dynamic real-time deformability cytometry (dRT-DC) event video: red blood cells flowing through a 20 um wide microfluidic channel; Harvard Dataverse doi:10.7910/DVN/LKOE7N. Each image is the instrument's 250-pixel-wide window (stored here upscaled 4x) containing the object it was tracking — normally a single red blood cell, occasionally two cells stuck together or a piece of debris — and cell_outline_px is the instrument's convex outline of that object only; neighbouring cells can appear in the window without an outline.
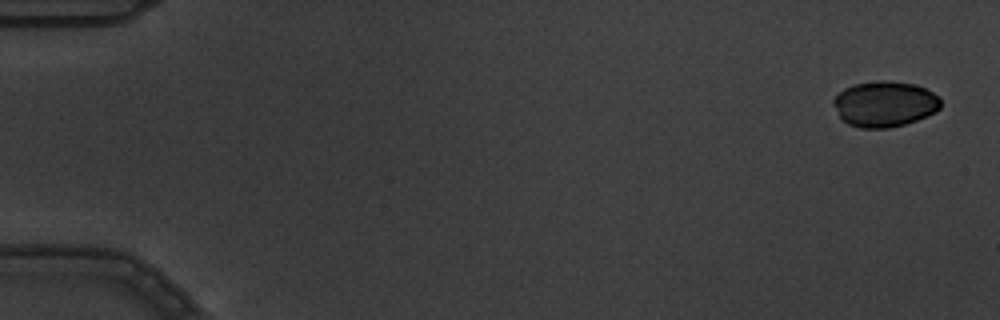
{"species": "common noctule bat (a hibernating species)", "species_latin": "Nyctalus noctula", "temperature_condition": "warm", "stored_images_in_passage": 6, "camera_frame_rate_fps": 3000, "um_per_image_px": 0.085, "animal": {"sex": "male", "body_mass_g": 19.5, "forearm_length_mm": 54.6}, "frame": {"image": 1, "passage_image": 1, "time_ms": 0.0, "image_size_px": [1000, 320], "cell_outline_px": [[940, 108], [936, 112], [928, 116], [904, 124], [888, 128], [860, 128], [848, 124], [840, 120], [832, 104], [832, 100], [844, 88], [852, 84], [880, 80], [884, 80], [916, 84], [940, 96]], "centroid_in_image_um": [75.17, 8.84], "position_along_channel_um": 9.8, "area_um2": 28.9}}
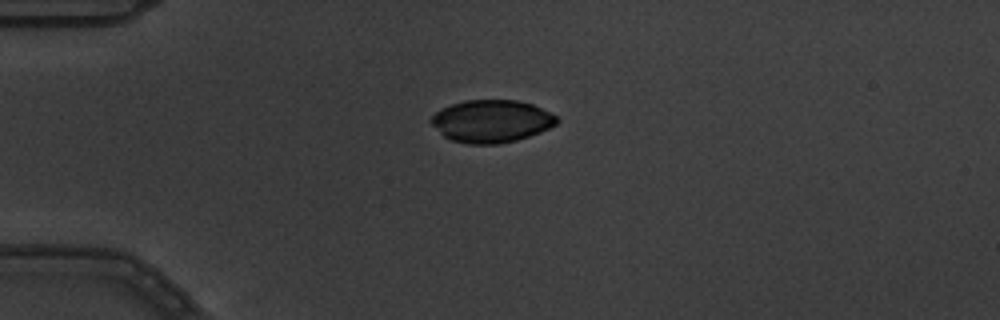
{"frame": {"image": 2, "passage_image": 4, "time_ms": 1.0, "image_size_px": [1000, 320], "cell_outline_px": [[560, 120], [556, 124], [540, 132], [516, 140], [500, 144], [468, 144], [452, 140], [444, 136], [428, 120], [436, 112], [452, 104], [464, 100], [516, 100], [532, 104], [556, 116]], "centroid_in_image_um": [41.77, 10.3], "position_along_channel_um": 43.2, "area_um2": 30.92}}